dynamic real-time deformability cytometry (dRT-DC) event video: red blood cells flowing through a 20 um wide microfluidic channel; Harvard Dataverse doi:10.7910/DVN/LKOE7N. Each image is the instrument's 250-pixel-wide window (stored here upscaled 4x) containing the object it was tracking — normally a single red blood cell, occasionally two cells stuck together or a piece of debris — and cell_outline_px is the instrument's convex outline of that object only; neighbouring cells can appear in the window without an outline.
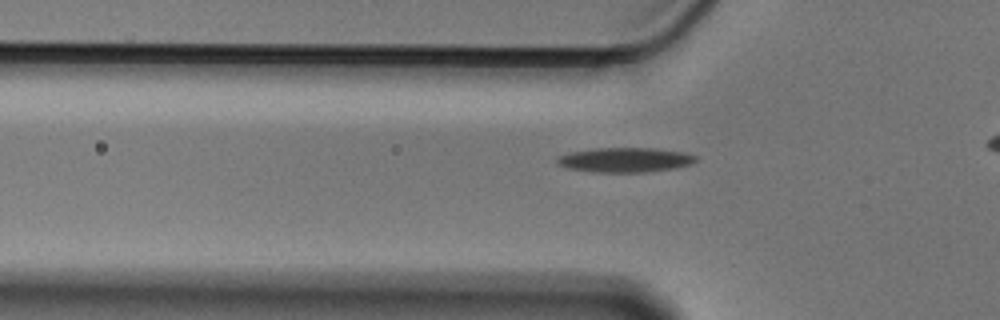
{"species": "Egyptian fruit bat (a non-hibernating species)", "species_latin": "Rousettus aegyptiacus", "temperature_condition": "cold", "stored_images_in_passage": 34, "camera_frame_rate_fps": 3000, "um_per_image_px": 0.085, "animal": {"sex": "male"}, "frame": {"image": 1, "passage_image": 6, "time_ms": 1.667, "image_size_px": [1000, 320], "cell_outline_px": [[696, 160], [692, 164], [676, 168], [644, 172], [592, 172], [568, 168], [556, 164], [556, 156], [572, 152], [596, 148], [652, 148], [684, 152], [696, 156]], "centroid_in_image_um": [53.11, 13.59], "position_along_channel_um": 72.7, "area_um2": 19.94}}
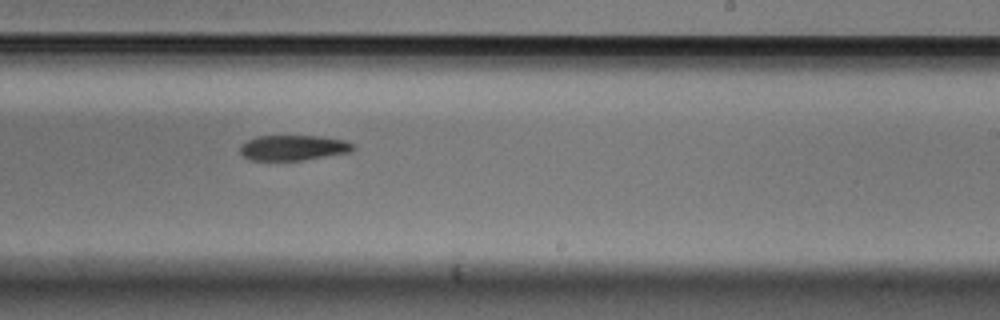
{"frame": {"image": 2, "passage_image": 22, "time_ms": 7.0, "image_size_px": [1000, 320], "cell_outline_px": [[356, 148], [352, 152], [300, 160], [252, 160], [244, 156], [240, 152], [240, 144], [256, 136], [320, 136], [344, 140], [352, 144]], "centroid_in_image_um": [24.93, 12.55], "position_along_channel_um": 264.1, "area_um2": 16.59}}
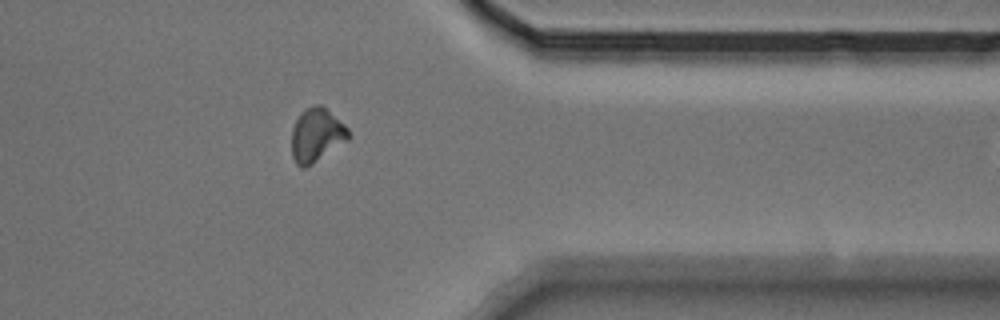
{"frame": {"image": 3, "passage_image": 33, "time_ms": 10.667, "image_size_px": [1000, 320], "cell_outline_px": [[352, 136], [348, 140], [304, 168], [300, 168], [296, 164], [292, 156], [292, 128], [300, 112], [304, 108], [316, 104], [320, 104], [344, 124], [348, 128]], "centroid_in_image_um": [26.9, 11.46], "position_along_channel_um": 384.5, "area_um2": 17.69}}